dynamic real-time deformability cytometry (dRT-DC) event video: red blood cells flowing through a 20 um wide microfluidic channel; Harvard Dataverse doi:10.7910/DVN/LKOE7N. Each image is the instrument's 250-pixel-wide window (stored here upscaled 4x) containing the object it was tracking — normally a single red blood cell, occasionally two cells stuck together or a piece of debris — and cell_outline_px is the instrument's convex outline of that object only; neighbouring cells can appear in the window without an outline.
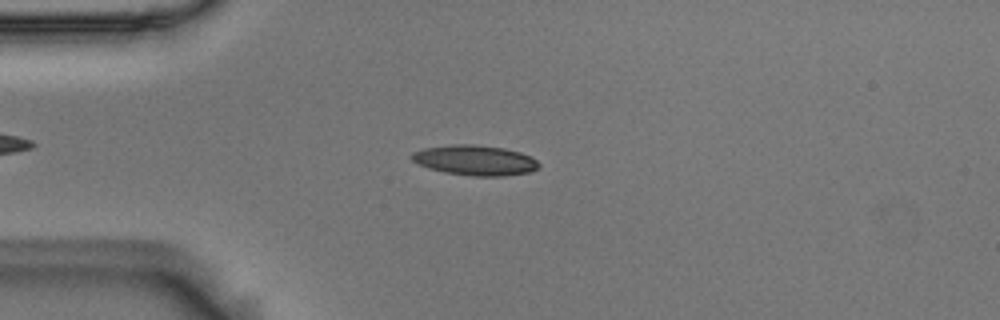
{"species": "Egyptian fruit bat (a non-hibernating species)", "species_latin": "Rousettus aegyptiacus", "temperature_condition": "room temperature", "stored_images_in_passage": 3, "camera_frame_rate_fps": 3000, "um_per_image_px": 0.085, "animal": {"sex": "male"}, "frame": {"image": 1, "passage_image": 3, "time_ms": 0.667, "image_size_px": [1000, 320], "cell_outline_px": [[540, 168], [528, 172], [504, 176], [472, 176], [444, 172], [428, 168], [412, 160], [408, 156], [412, 152], [424, 148], [452, 144], [472, 144], [504, 148], [520, 152], [532, 156], [540, 164]], "centroid_in_image_um": [40.38, 13.62], "position_along_channel_um": 44.6, "area_um2": 22.48}}